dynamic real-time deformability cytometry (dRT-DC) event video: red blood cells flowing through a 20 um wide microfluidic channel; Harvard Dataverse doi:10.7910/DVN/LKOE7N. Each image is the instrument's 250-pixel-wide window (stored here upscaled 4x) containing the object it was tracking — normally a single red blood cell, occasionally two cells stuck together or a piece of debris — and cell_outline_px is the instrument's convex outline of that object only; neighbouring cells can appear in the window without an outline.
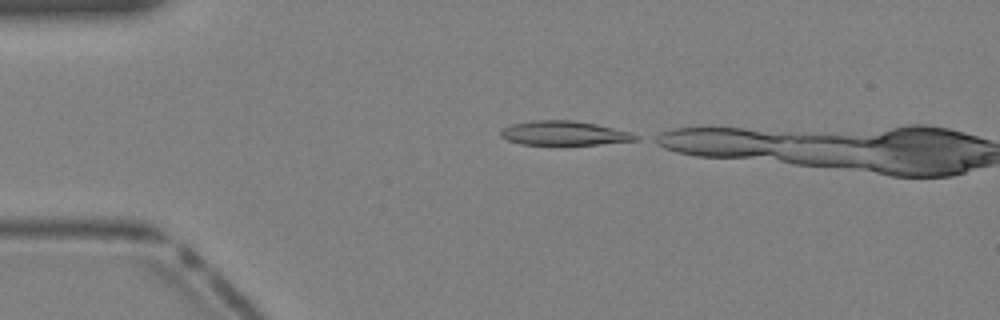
{"species": "Egyptian fruit bat (a non-hibernating species)", "species_latin": "Rousettus aegyptiacus", "temperature_condition": "warm", "stored_images_in_passage": 3, "camera_frame_rate_fps": 3000, "um_per_image_px": 0.085, "animal": {"sex": "female"}, "frame": {"image": 1, "passage_image": 1, "time_ms": 0.0, "image_size_px": [1000, 320], "cell_outline_px": [[640, 140], [600, 144], [520, 144], [508, 140], [500, 136], [500, 132], [504, 128], [512, 124], [532, 120], [572, 120], [596, 124], [632, 132], [640, 136]], "centroid_in_image_um": [48.0, 11.31], "position_along_channel_um": 37.0, "area_um2": 19.02}}